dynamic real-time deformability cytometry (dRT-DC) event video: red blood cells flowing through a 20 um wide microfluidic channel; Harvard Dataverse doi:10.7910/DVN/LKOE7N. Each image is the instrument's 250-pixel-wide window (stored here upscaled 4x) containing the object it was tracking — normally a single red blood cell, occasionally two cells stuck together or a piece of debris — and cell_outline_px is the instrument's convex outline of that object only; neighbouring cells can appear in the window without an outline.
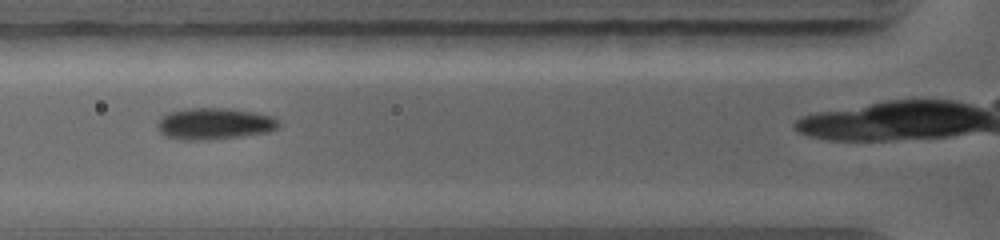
{"species": "common noctule bat (a hibernating species)", "species_latin": "Nyctalus noctula", "temperature_condition": "warm", "stored_images_in_passage": 11, "camera_frame_rate_fps": 5000, "um_per_image_px": 0.085, "animal": {"sex": "female", "body_mass_g": 19.0, "forearm_length_mm": 56.7}, "frame": {"image": 1, "passage_image": 2, "time_ms": 0.8, "image_size_px": [1000, 240], "cell_outline_px": [[280, 124], [276, 128], [268, 132], [240, 136], [204, 140], [180, 140], [164, 136], [160, 132], [156, 124], [156, 120], [160, 116], [168, 112], [184, 108], [232, 108], [256, 112], [272, 116], [280, 120]], "centroid_in_image_um": [18.18, 10.5], "position_along_channel_um": 107.6, "area_um2": 22.72}}
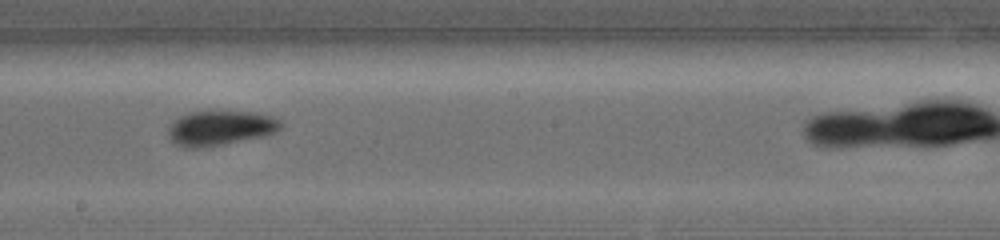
{"frame": {"image": 2, "passage_image": 5, "time_ms": 3.4, "image_size_px": [1000, 240], "cell_outline_px": [[280, 128], [276, 132], [264, 136], [224, 144], [200, 148], [184, 148], [176, 144], [168, 136], [168, 128], [180, 116], [192, 112], [252, 112], [272, 116], [280, 120]], "centroid_in_image_um": [18.72, 10.9], "position_along_channel_um": 229.5, "area_um2": 22.48}}
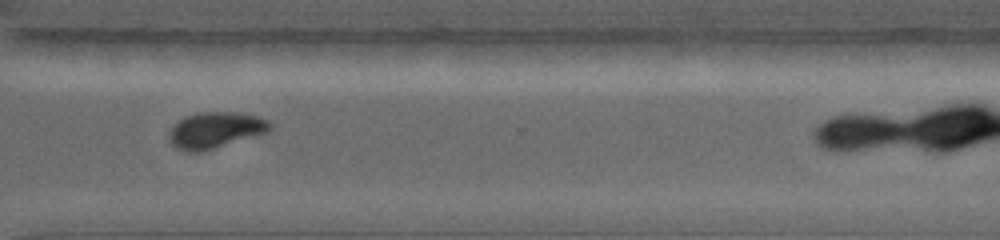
{"frame": {"image": 3, "passage_image": 8, "time_ms": 6.0, "image_size_px": [1000, 240], "cell_outline_px": [[272, 128], [268, 132], [204, 152], [184, 152], [176, 148], [168, 140], [168, 132], [180, 120], [188, 116], [200, 112], [232, 112], [256, 116], [268, 120], [272, 124]], "centroid_in_image_um": [18.3, 11.09], "position_along_channel_um": 352.3, "area_um2": 21.33}}